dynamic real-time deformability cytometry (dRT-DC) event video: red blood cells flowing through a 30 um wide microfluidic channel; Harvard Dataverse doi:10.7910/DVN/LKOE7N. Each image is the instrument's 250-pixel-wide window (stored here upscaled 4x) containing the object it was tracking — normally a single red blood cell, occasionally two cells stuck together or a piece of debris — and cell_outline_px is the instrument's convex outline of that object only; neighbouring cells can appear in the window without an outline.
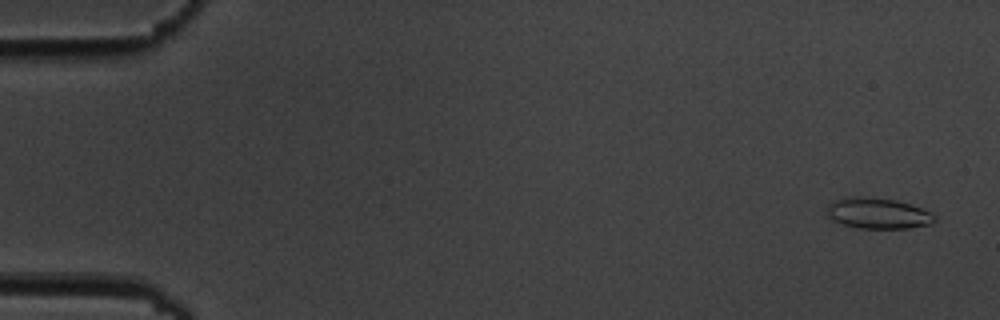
{"species": "common noctule bat (a hibernating species)", "species_latin": "Nyctalus noctula", "temperature_condition": "cold", "stored_images_in_passage": 5, "camera_frame_rate_fps": 3000, "um_per_image_px": 0.085, "animal": {"sex": "male", "body_mass_g": 19.5, "forearm_length_mm": 54.6}, "frame": {"image": 1, "passage_image": 1, "time_ms": 0.0, "image_size_px": [1000, 320], "cell_outline_px": [[936, 220], [932, 224], [908, 228], [860, 228], [844, 224], [832, 220], [828, 216], [824, 208], [832, 200], [848, 196], [864, 196], [896, 200], [920, 208], [936, 216]], "centroid_in_image_um": [74.56, 18.12], "position_along_channel_um": 10.4, "area_um2": 19.48}}
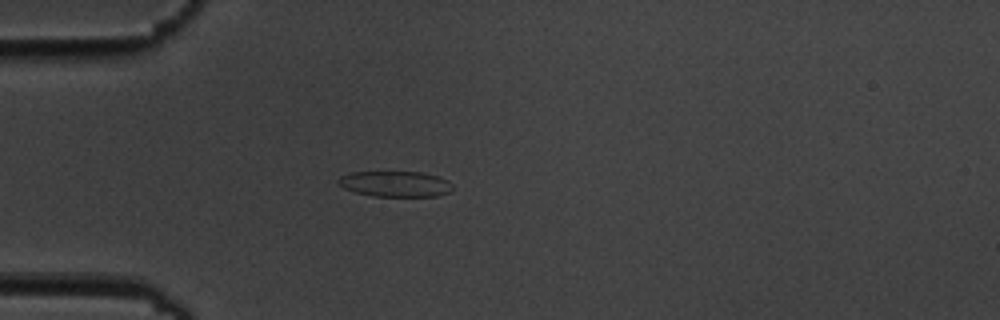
{"frame": {"image": 2, "passage_image": 5, "time_ms": 4.667, "image_size_px": [1000, 320], "cell_outline_px": [[452, 192], [436, 196], [372, 196], [356, 192], [344, 188], [336, 180], [340, 176], [352, 172], [424, 172], [440, 176], [448, 180], [452, 184]], "centroid_in_image_um": [33.65, 15.63], "position_along_channel_um": 51.4, "area_um2": 17.22}}